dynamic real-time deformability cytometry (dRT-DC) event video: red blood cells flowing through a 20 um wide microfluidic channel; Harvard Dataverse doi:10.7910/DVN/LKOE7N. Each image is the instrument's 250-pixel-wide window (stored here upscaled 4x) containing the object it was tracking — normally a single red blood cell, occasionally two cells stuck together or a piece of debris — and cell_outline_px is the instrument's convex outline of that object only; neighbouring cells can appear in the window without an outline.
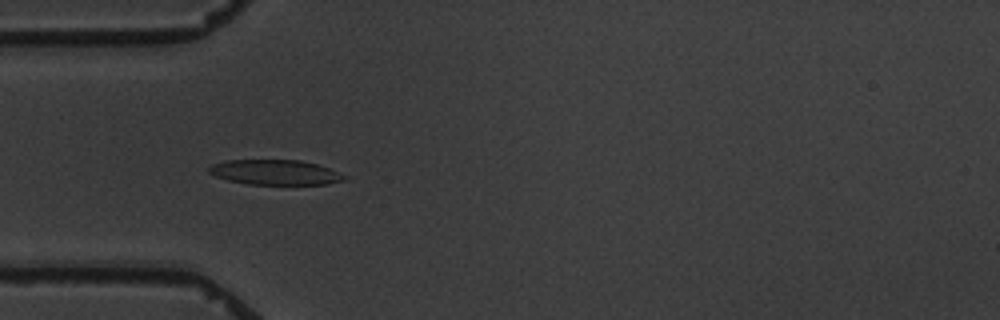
{"species": "common noctule bat (a hibernating species)", "species_latin": "Nyctalus noctula", "temperature_condition": "warm", "stored_images_in_passage": 1, "camera_frame_rate_fps": 3000, "um_per_image_px": 0.085, "animal": {"sex": "male", "body_mass_g": 19.5, "forearm_length_mm": 54.6}, "frame": {"image": 1, "passage_image": 1, "time_ms": 0.0, "image_size_px": [1000, 320], "cell_outline_px": [[348, 176], [344, 180], [324, 184], [248, 184], [228, 180], [216, 176], [208, 172], [208, 168], [212, 164], [224, 160], [300, 160], [316, 164], [328, 168]], "centroid_in_image_um": [23.36, 14.64], "position_along_channel_um": 61.6, "area_um2": 19.59}}